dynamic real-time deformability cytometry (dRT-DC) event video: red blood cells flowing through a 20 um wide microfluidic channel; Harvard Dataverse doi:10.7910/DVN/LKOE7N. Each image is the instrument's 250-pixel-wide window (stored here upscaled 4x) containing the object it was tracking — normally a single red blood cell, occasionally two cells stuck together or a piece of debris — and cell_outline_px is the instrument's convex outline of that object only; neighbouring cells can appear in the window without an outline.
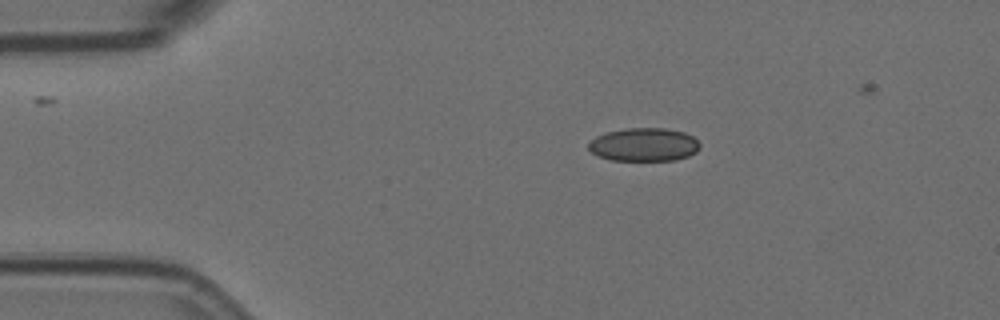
{"species": "Egyptian fruit bat (a non-hibernating species)", "species_latin": "Rousettus aegyptiacus", "temperature_condition": "room temperature", "stored_images_in_passage": 9, "camera_frame_rate_fps": 3000, "um_per_image_px": 0.085, "animal": {"sex": "female"}, "frame": {"image": 1, "passage_image": 1, "time_ms": 0.0, "image_size_px": [1000, 320], "cell_outline_px": [[700, 148], [696, 152], [688, 156], [676, 160], [612, 160], [596, 156], [588, 148], [588, 140], [604, 132], [628, 128], [668, 128], [684, 132], [692, 136], [700, 144]], "centroid_in_image_um": [54.71, 12.28], "position_along_channel_um": 30.3, "area_um2": 21.85}}
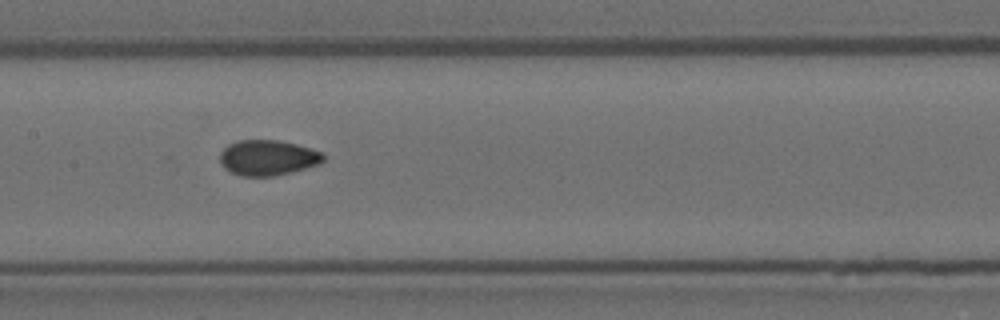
{"frame": {"image": 2, "passage_image": 6, "time_ms": 1.667, "image_size_px": [1000, 320], "cell_outline_px": [[324, 160], [320, 164], [276, 176], [240, 176], [224, 168], [220, 164], [220, 152], [228, 144], [236, 140], [280, 140], [296, 144], [324, 152]], "centroid_in_image_um": [22.76, 13.4], "position_along_channel_um": 184.6, "area_um2": 21.56}}
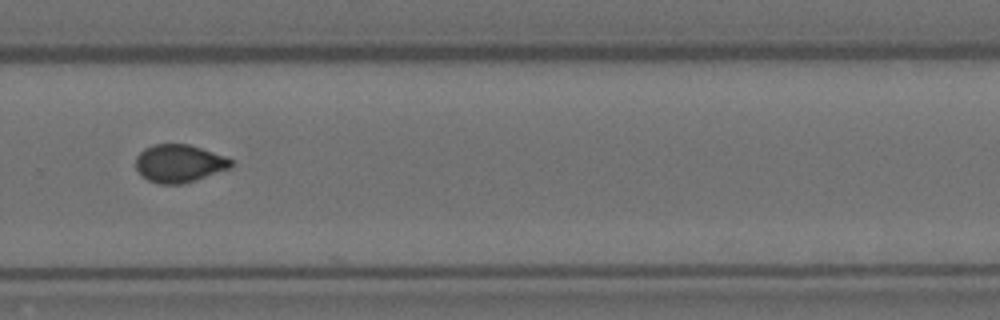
{"frame": {"image": 3, "passage_image": 9, "time_ms": 2.667, "image_size_px": [1000, 320], "cell_outline_px": [[232, 164], [228, 168], [196, 180], [184, 184], [160, 184], [148, 180], [140, 176], [136, 168], [136, 156], [144, 148], [152, 144], [188, 144], [224, 156], [232, 160]], "centroid_in_image_um": [15.17, 13.89], "position_along_channel_um": 314.6, "area_um2": 20.92}}